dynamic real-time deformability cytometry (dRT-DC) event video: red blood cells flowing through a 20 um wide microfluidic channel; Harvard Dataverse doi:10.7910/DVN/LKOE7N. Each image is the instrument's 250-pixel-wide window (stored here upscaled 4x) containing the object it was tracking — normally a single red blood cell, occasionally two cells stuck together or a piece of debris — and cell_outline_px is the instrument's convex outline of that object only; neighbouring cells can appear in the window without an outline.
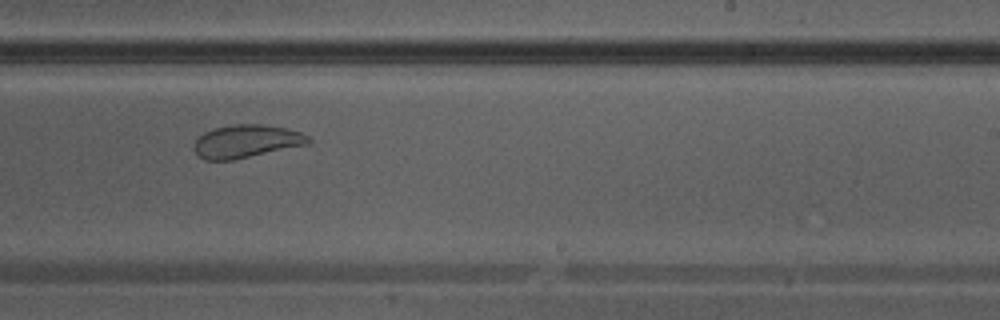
{"species": "Egyptian fruit bat (a non-hibernating species)", "species_latin": "Rousettus aegyptiacus", "temperature_condition": "warm", "stored_images_in_passage": 34, "camera_frame_rate_fps": 3000, "um_per_image_px": 0.085, "animal": {"sex": "male"}, "frame": {"image": 1, "passage_image": 20, "time_ms": 6.333, "image_size_px": [1000, 320], "cell_outline_px": [[312, 140], [308, 144], [232, 160], [204, 160], [196, 156], [192, 148], [196, 140], [204, 132], [212, 128], [232, 124], [264, 124], [284, 128], [300, 132], [308, 136]], "centroid_in_image_um": [20.88, 12.01], "position_along_channel_um": 268.1, "area_um2": 22.08}}